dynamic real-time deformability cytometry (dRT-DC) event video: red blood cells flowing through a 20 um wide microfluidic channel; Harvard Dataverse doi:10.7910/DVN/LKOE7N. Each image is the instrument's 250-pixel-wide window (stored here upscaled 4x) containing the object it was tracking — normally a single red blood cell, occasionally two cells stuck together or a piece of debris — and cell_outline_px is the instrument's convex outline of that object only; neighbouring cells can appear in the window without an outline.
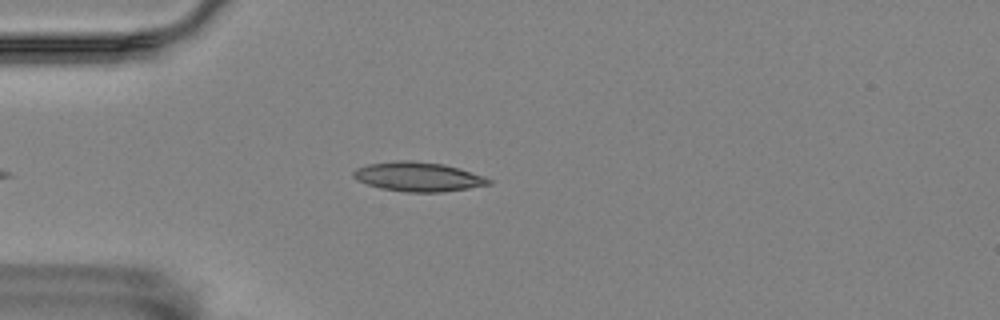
{"species": "Egyptian fruit bat (a non-hibernating species)", "species_latin": "Rousettus aegyptiacus", "temperature_condition": "room temperature", "stored_images_in_passage": 7, "camera_frame_rate_fps": 3000, "um_per_image_px": 0.085, "animal": {"sex": "female"}, "frame": {"image": 1, "passage_image": 1, "time_ms": 0.0, "image_size_px": [1000, 320], "cell_outline_px": [[492, 184], [444, 192], [404, 192], [380, 188], [356, 180], [352, 176], [352, 172], [356, 168], [368, 164], [396, 160], [412, 160], [444, 164], [460, 168], [484, 176], [492, 180]], "centroid_in_image_um": [35.54, 15.02], "position_along_channel_um": 49.5, "area_um2": 23.35}}
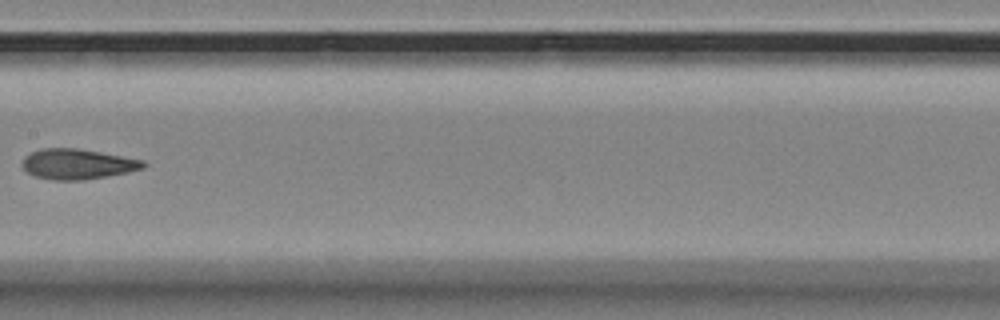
{"frame": {"image": 2, "passage_image": 5, "time_ms": 1.333, "image_size_px": [1000, 320], "cell_outline_px": [[148, 164], [144, 168], [128, 172], [108, 176], [84, 180], [52, 180], [36, 176], [28, 172], [24, 168], [24, 156], [40, 148], [76, 148], [100, 152], [144, 160]], "centroid_in_image_um": [6.63, 13.94], "position_along_channel_um": 200.8, "area_um2": 21.27}}
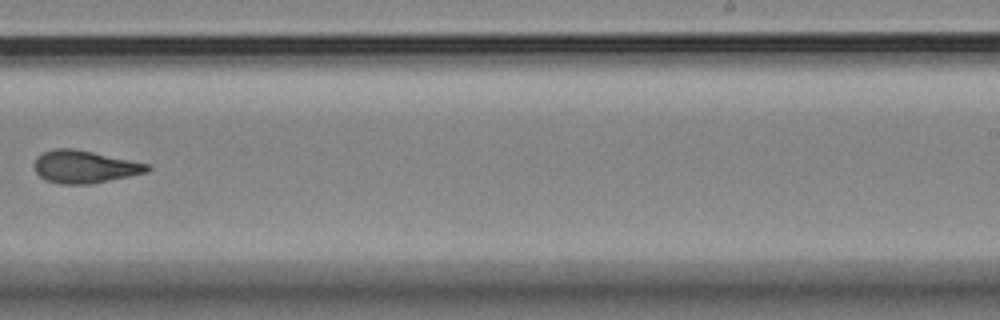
{"frame": {"image": 3, "passage_image": 7, "time_ms": 2.0, "image_size_px": [1000, 320], "cell_outline_px": [[152, 168], [148, 172], [92, 184], [60, 184], [44, 180], [36, 172], [32, 164], [36, 156], [44, 152], [56, 148], [72, 148], [92, 152], [148, 164]], "centroid_in_image_um": [7.14, 14.18], "position_along_channel_um": 281.9, "area_um2": 21.5}}